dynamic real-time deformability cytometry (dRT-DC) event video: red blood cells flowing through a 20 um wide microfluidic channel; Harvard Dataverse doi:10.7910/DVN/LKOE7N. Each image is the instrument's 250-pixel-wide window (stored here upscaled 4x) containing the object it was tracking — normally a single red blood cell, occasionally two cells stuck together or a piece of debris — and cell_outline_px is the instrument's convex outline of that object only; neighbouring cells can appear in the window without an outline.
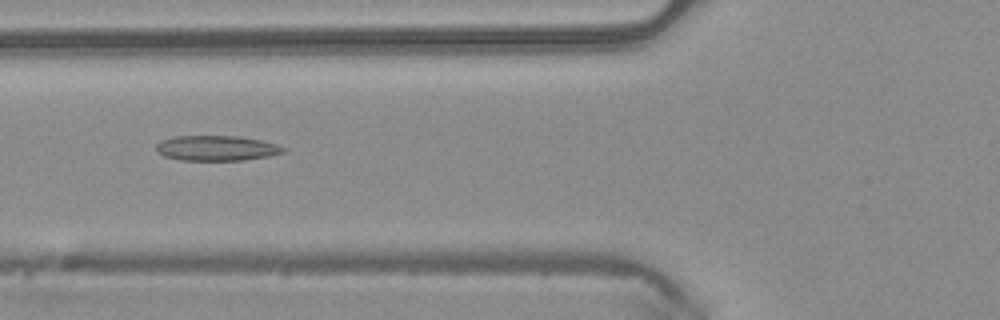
{"species": "common noctule bat (a hibernating species)", "species_latin": "Nyctalus noctula", "temperature_condition": "warm", "stored_images_in_passage": 49, "camera_frame_rate_fps": 3000, "um_per_image_px": 0.085, "animal": {"sex": "male", "body_mass_g": 20.4}, "frame": {"image": 1, "passage_image": 19, "time_ms": 6.0, "image_size_px": [1000, 320], "cell_outline_px": [[288, 148], [284, 152], [268, 156], [244, 160], [180, 160], [164, 156], [156, 152], [156, 144], [160, 140], [176, 136], [240, 136], [260, 140], [276, 144]], "centroid_in_image_um": [18.39, 12.59], "position_along_channel_um": 107.4, "area_um2": 18.73}}
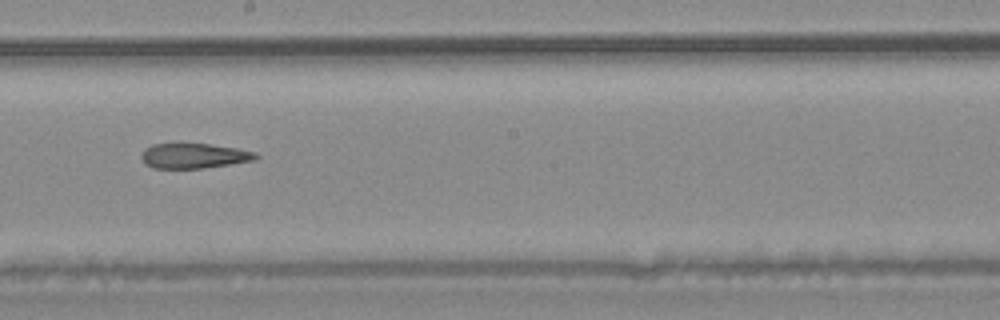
{"frame": {"image": 2, "passage_image": 28, "time_ms": 9.0, "image_size_px": [1000, 320], "cell_outline_px": [[260, 156], [256, 160], [204, 168], [152, 168], [144, 164], [140, 156], [144, 148], [152, 144], [208, 144], [236, 148], [256, 152]], "centroid_in_image_um": [16.47, 13.25], "position_along_channel_um": 231.7, "area_um2": 16.76}}
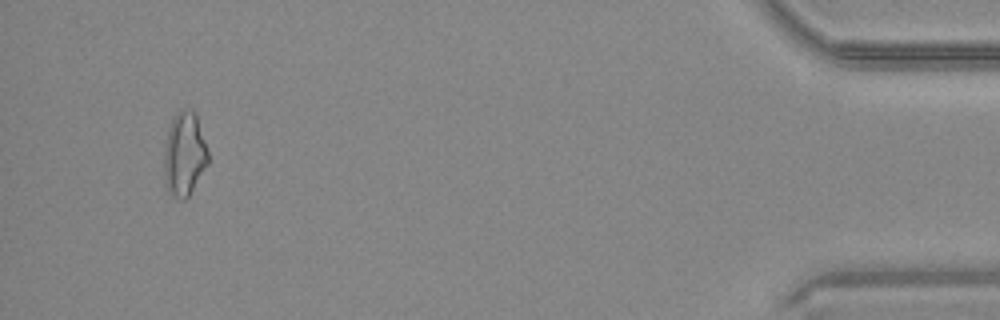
{"frame": {"image": 3, "passage_image": 47, "time_ms": 15.333, "image_size_px": [1000, 320], "cell_outline_px": [[208, 164], [188, 196], [184, 200], [180, 200], [168, 192], [164, 184], [164, 144], [168, 128], [176, 112], [180, 108], [184, 108], [196, 112], [208, 152]], "centroid_in_image_um": [15.65, 13.09], "position_along_channel_um": 419.6, "area_um2": 21.79}, "authors_computed_cell_mechanics": {"area_um2": 18.7272, "velocity_mm_per_s": 4.133, "shape_relaxation_time_tau1_ms": null, "shape_relaxation_time_tau2_ms": 6.4527, "deformation_change_tau1": null, "deformation_change_tau2": 0.2029}}